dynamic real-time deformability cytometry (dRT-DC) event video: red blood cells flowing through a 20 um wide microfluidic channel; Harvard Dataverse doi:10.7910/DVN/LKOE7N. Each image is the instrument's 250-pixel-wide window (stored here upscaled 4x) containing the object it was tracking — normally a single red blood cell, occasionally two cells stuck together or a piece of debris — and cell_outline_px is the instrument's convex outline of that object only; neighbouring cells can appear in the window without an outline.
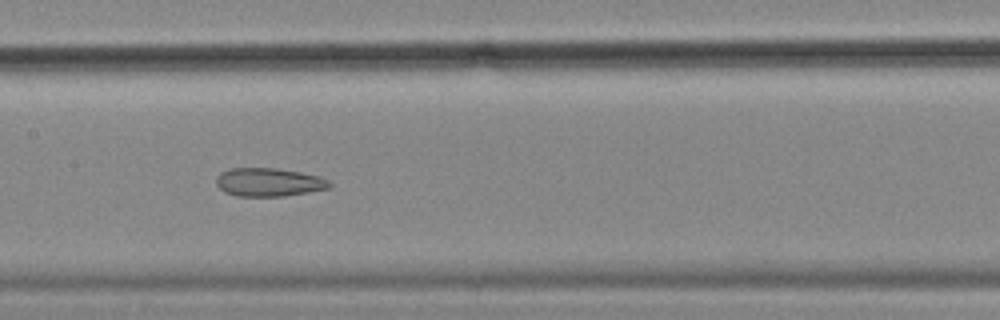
{"species": "common noctule bat (a hibernating species)", "species_latin": "Nyctalus noctula", "temperature_condition": "cold", "stored_images_in_passage": 8, "camera_frame_rate_fps": 3000, "um_per_image_px": 0.085, "animal": {"sex": "female", "body_mass_g": 18.4}, "frame": {"image": 1, "passage_image": 5, "time_ms": 1.333, "image_size_px": [1000, 320], "cell_outline_px": [[332, 184], [328, 188], [308, 192], [284, 196], [236, 196], [224, 192], [216, 184], [216, 176], [220, 172], [232, 168], [276, 168], [300, 172], [320, 176], [328, 180]], "centroid_in_image_um": [22.82, 15.48], "position_along_channel_um": 184.6, "area_um2": 18.79}}
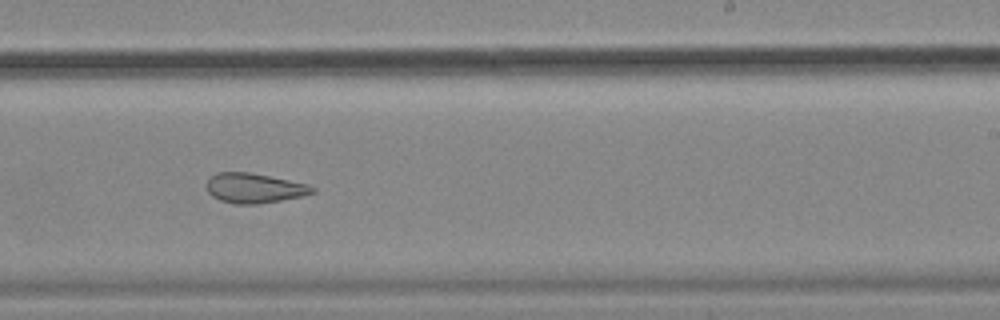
{"frame": {"image": 2, "passage_image": 7, "time_ms": 2.0, "image_size_px": [1000, 320], "cell_outline_px": [[316, 192], [304, 196], [260, 204], [236, 204], [220, 200], [212, 196], [208, 192], [208, 180], [216, 172], [248, 172], [308, 184], [316, 188]], "centroid_in_image_um": [21.65, 16.0], "position_along_channel_um": 267.3, "area_um2": 18.32}}
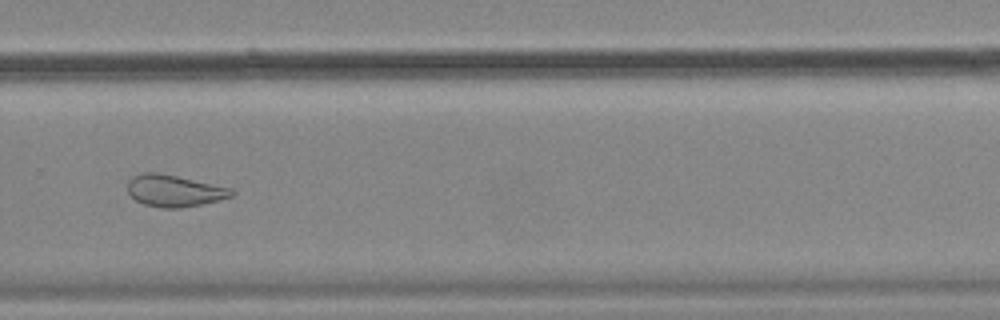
{"frame": {"image": 3, "passage_image": 8, "time_ms": 2.333, "image_size_px": [1000, 320], "cell_outline_px": [[236, 192], [232, 196], [220, 200], [180, 208], [164, 208], [144, 204], [136, 200], [128, 192], [128, 180], [132, 176], [140, 172], [156, 172], [176, 176], [232, 188]], "centroid_in_image_um": [14.81, 16.21], "position_along_channel_um": 315.0, "area_um2": 19.19}}